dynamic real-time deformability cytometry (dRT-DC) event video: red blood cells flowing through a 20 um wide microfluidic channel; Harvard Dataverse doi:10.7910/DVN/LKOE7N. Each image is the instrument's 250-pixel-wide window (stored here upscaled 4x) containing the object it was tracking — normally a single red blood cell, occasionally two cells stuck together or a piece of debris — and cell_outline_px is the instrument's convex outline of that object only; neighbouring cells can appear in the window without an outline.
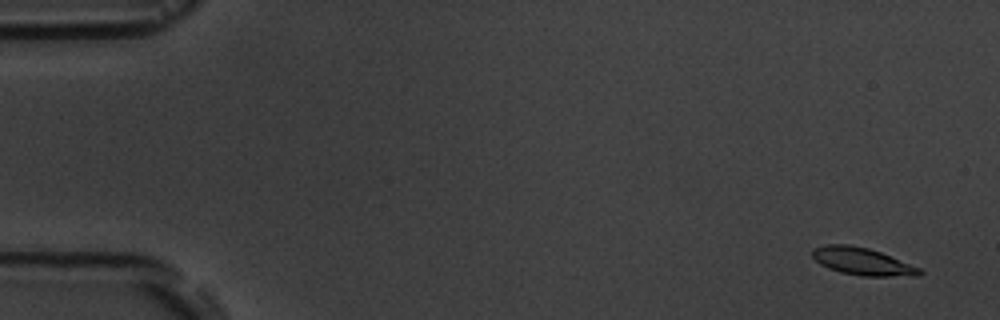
{"species": "common noctule bat (a hibernating species)", "species_latin": "Nyctalus noctula", "temperature_condition": "room temperature", "stored_images_in_passage": 5, "camera_frame_rate_fps": 3000, "um_per_image_px": 0.085, "animal": {"sex": "male", "body_mass_g": 19.5, "forearm_length_mm": 54.6}, "frame": {"image": 1, "passage_image": 1, "time_ms": 0.0, "image_size_px": [1000, 320], "cell_outline_px": [[924, 272], [920, 276], [860, 276], [840, 272], [828, 268], [820, 264], [812, 256], [812, 248], [824, 244], [848, 244], [868, 248], [880, 252], [920, 268]], "centroid_in_image_um": [73.28, 22.22], "position_along_channel_um": 11.7, "area_um2": 17.17}}
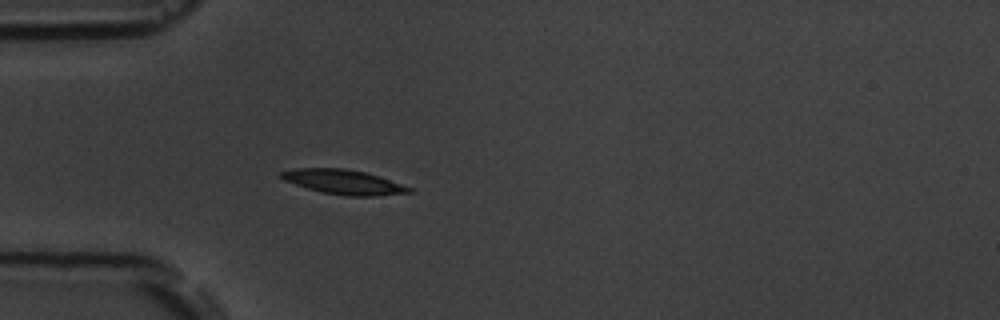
{"frame": {"image": 2, "passage_image": 5, "time_ms": 4.667, "image_size_px": [1000, 320], "cell_outline_px": [[412, 192], [376, 196], [348, 196], [324, 192], [308, 188], [284, 180], [280, 176], [280, 172], [296, 168], [340, 168], [364, 172], [412, 188]], "centroid_in_image_um": [29.18, 15.47], "position_along_channel_um": 55.8, "area_um2": 17.8}}